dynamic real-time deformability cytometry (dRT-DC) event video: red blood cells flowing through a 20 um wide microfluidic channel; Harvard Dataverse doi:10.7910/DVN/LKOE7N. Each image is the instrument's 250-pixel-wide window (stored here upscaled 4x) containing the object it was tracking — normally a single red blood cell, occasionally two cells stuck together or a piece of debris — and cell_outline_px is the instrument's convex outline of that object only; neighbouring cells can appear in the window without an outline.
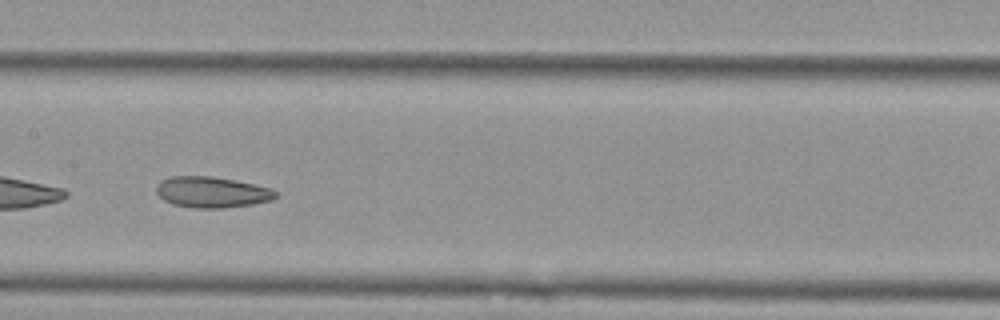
{"species": "Egyptian fruit bat (a non-hibernating species)", "species_latin": "Rousettus aegyptiacus", "temperature_condition": "cold", "stored_images_in_passage": 34, "camera_frame_rate_fps": 3000, "um_per_image_px": 0.085, "animal": {"sex": "female"}, "frame": {"image": 1, "passage_image": 10, "time_ms": 3.0, "image_size_px": [1000, 320], "cell_outline_px": [[280, 196], [272, 200], [252, 204], [224, 208], [196, 208], [172, 204], [164, 200], [156, 192], [156, 188], [160, 180], [168, 176], [212, 176], [256, 184], [272, 188]], "centroid_in_image_um": [18.03, 16.33], "position_along_channel_um": 189.4, "area_um2": 21.73}}
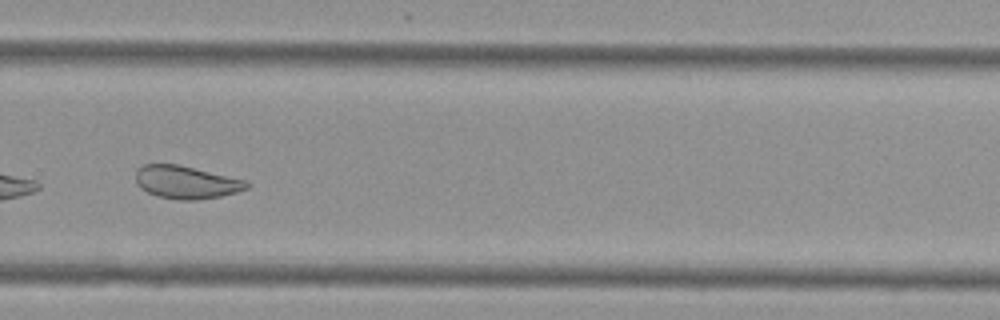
{"frame": {"image": 2, "passage_image": 20, "time_ms": 6.333, "image_size_px": [1000, 320], "cell_outline_px": [[248, 188], [240, 192], [220, 196], [196, 200], [176, 200], [160, 196], [148, 192], [140, 188], [136, 184], [136, 168], [144, 164], [180, 164], [244, 180], [248, 184]], "centroid_in_image_um": [15.8, 15.49], "position_along_channel_um": 314.0, "area_um2": 21.27}}